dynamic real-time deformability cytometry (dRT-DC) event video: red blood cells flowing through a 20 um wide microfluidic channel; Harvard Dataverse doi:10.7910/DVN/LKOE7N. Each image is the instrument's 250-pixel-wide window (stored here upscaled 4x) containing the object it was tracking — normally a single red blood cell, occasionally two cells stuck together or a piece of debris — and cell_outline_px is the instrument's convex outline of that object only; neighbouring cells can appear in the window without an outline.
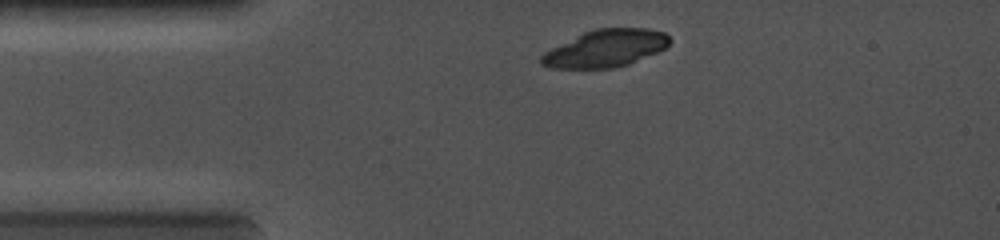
{"species": "common noctule bat (a hibernating species)", "species_latin": "Nyctalus noctula", "temperature_condition": "cold", "stored_images_in_passage": 2, "camera_frame_rate_fps": 5000, "um_per_image_px": 0.085, "animal": {"sex": "female", "body_mass_g": 19.0, "forearm_length_mm": 56.7}, "frame": {"image": 1, "passage_image": 1, "time_ms": 0.0, "image_size_px": [1000, 240], "cell_outline_px": [[672, 40], [664, 48], [656, 52], [628, 64], [612, 68], [552, 68], [540, 64], [540, 56], [544, 52], [584, 32], [596, 28], [648, 28], [664, 32]], "centroid_in_image_um": [51.46, 4.11], "position_along_channel_um": 33.5, "area_um2": 27.63}}